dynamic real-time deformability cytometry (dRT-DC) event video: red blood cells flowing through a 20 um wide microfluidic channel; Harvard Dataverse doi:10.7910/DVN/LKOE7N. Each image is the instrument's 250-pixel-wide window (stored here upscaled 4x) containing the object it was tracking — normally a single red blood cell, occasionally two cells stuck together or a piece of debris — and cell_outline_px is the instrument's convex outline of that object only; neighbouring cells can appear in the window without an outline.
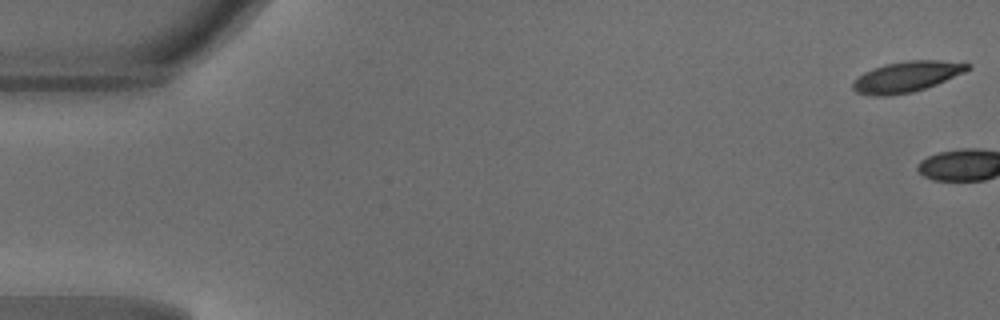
{"species": "common noctule bat (a hibernating species)", "species_latin": "Nyctalus noctula", "temperature_condition": "warm", "stored_images_in_passage": 3, "camera_frame_rate_fps": 3000, "um_per_image_px": 0.085, "animal": {"sex": "male", "body_mass_g": 18.8}, "frame": {"image": 1, "passage_image": 1, "time_ms": 0.0, "image_size_px": [1000, 320], "cell_outline_px": [[972, 68], [964, 72], [936, 84], [912, 92], [888, 96], [872, 96], [856, 92], [852, 88], [852, 84], [864, 72], [872, 68], [884, 64], [908, 60], [940, 60], [972, 64]], "centroid_in_image_um": [77.06, 6.51], "position_along_channel_um": 7.9, "area_um2": 20.46}}